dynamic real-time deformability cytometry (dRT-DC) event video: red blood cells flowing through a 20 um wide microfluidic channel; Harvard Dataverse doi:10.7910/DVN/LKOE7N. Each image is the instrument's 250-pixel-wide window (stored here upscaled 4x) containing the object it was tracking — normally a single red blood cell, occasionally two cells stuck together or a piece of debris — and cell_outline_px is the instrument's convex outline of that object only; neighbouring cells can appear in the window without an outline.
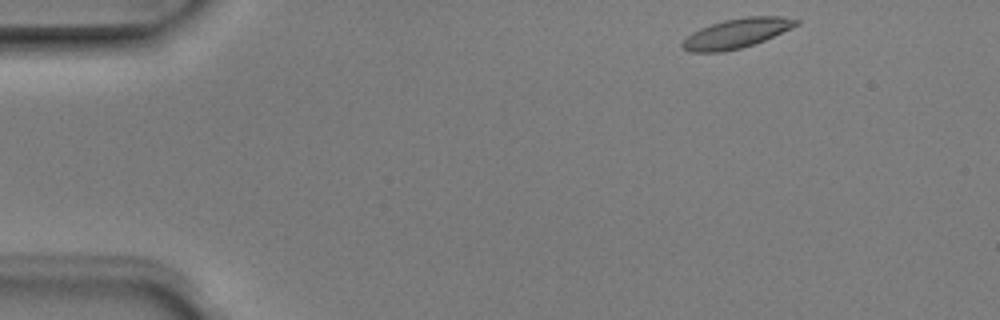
{"species": "Egyptian fruit bat (a non-hibernating species)", "species_latin": "Rousettus aegyptiacus", "temperature_condition": "room temperature", "stored_images_in_passage": 3, "camera_frame_rate_fps": 3000, "um_per_image_px": 0.085, "animal": {"sex": "male"}, "frame": {"image": 1, "passage_image": 1, "time_ms": 0.0, "image_size_px": [1000, 320], "cell_outline_px": [[800, 24], [764, 40], [740, 48], [720, 52], [692, 52], [684, 48], [680, 44], [692, 32], [700, 28], [724, 20], [748, 16], [780, 16], [800, 20]], "centroid_in_image_um": [62.62, 2.82], "position_along_channel_um": 22.4, "area_um2": 19.31}}